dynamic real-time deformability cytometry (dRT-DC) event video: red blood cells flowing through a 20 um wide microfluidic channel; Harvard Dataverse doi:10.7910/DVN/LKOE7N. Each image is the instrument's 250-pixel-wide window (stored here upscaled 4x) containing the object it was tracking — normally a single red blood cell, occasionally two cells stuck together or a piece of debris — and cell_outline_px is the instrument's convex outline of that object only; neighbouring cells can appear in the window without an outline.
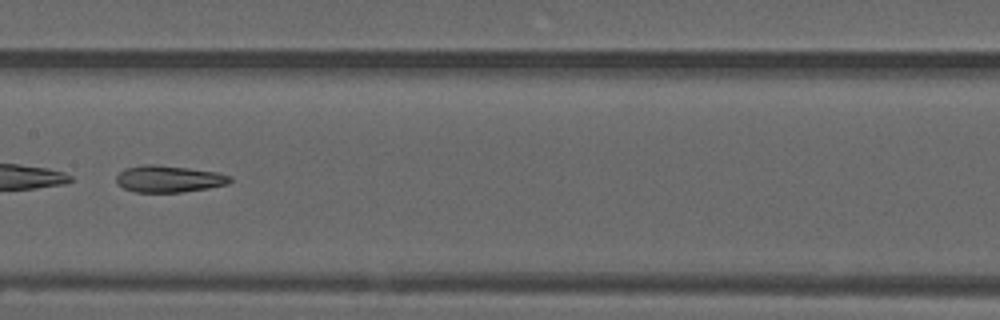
{"species": "common noctule bat (a hibernating species)", "species_latin": "Nyctalus noctula", "temperature_condition": "warm", "stored_images_in_passage": 40, "camera_frame_rate_fps": 3000, "um_per_image_px": 0.085, "animal": {"sex": "male", "forearm_length_mm": 52.5}, "frame": {"image": 1, "passage_image": 22, "time_ms": 7.0, "image_size_px": [1000, 320], "cell_outline_px": [[232, 180], [228, 184], [208, 188], [180, 192], [136, 192], [124, 188], [116, 180], [116, 176], [124, 168], [144, 164], [156, 164], [188, 168], [216, 172], [232, 176]], "centroid_in_image_um": [14.36, 15.2], "position_along_channel_um": 193.0, "area_um2": 17.69}, "authors_computed_cell_mechanics": {"area_um2": 18.4382, "velocity_mm_per_s": 3.7346, "shape_relaxation_time_tau1_ms": 3.3305, "shape_relaxation_time_tau2_ms": 4.0722, "deformation_change_tau1": 0.2768, "deformation_change_tau2": 0.1406}}